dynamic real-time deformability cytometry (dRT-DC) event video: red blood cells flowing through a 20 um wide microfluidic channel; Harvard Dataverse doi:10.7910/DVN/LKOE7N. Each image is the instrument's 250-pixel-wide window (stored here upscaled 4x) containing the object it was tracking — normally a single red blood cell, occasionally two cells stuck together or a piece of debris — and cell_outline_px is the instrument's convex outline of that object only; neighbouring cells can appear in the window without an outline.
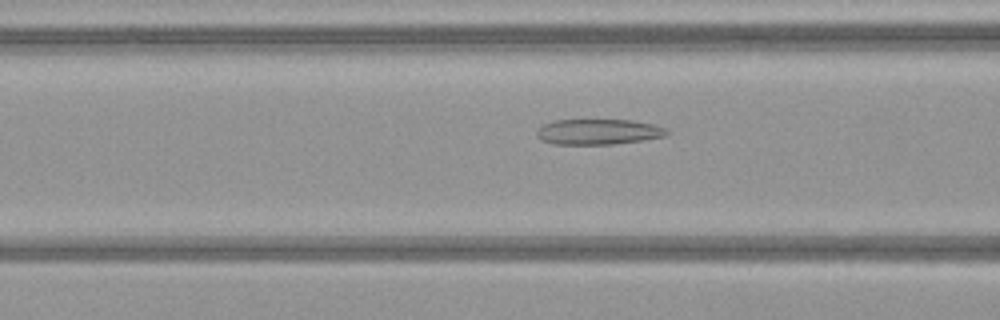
{"species": "common noctule bat (a hibernating species)", "species_latin": "Nyctalus noctula", "temperature_condition": "warm", "stored_images_in_passage": 43, "camera_frame_rate_fps": 3000, "um_per_image_px": 0.085, "animal": {"sex": "female", "body_mass_g": 21.9}, "frame": {"image": 1, "passage_image": 13, "time_ms": 4.0, "image_size_px": [1000, 320], "cell_outline_px": [[668, 132], [664, 136], [644, 140], [612, 144], [552, 144], [540, 140], [536, 136], [536, 132], [544, 124], [556, 120], [632, 120], [652, 124], [668, 128]], "centroid_in_image_um": [50.85, 11.21], "position_along_channel_um": 115.8, "area_um2": 19.31}}
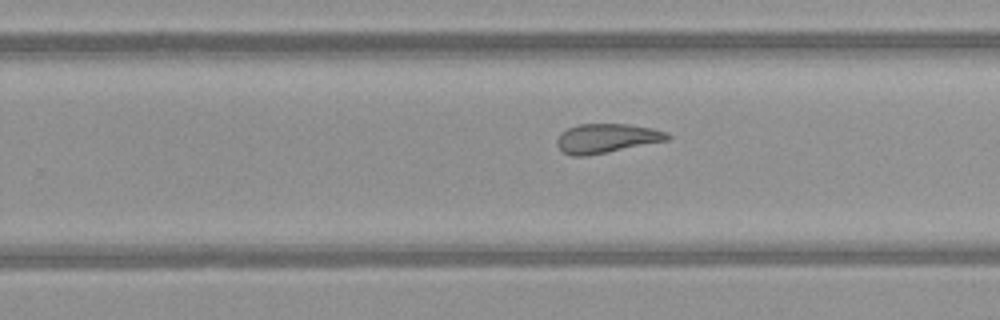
{"frame": {"image": 2, "passage_image": 25, "time_ms": 8.0, "image_size_px": [1000, 320], "cell_outline_px": [[672, 136], [668, 140], [608, 152], [584, 156], [572, 156], [564, 152], [556, 144], [556, 140], [560, 132], [568, 128], [580, 124], [628, 124], [652, 128], [668, 132]], "centroid_in_image_um": [51.57, 11.75], "position_along_channel_um": 278.2, "area_um2": 18.84}}
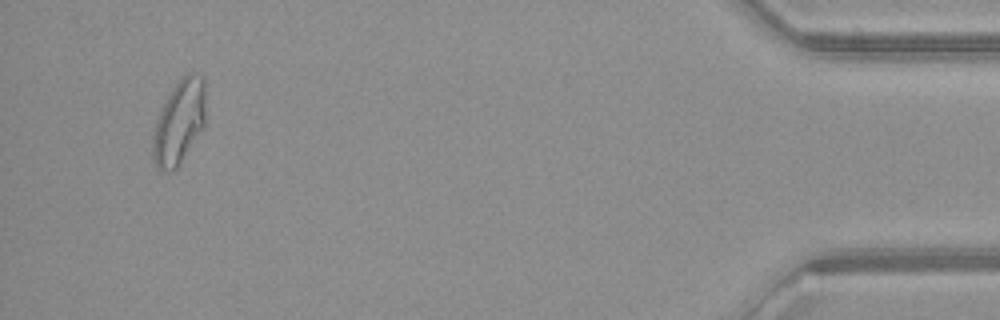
{"frame": {"image": 3, "passage_image": 41, "time_ms": 13.333, "image_size_px": [1000, 320], "cell_outline_px": [[204, 124], [180, 164], [172, 172], [160, 172], [156, 168], [152, 156], [152, 132], [160, 108], [172, 88], [180, 76], [184, 72], [192, 72], [204, 76]], "centroid_in_image_um": [15.18, 10.37], "position_along_channel_um": 420.0, "area_um2": 26.3}, "authors_computed_cell_mechanics": {"area_um2": 21.6172, "velocity_mm_per_s": 4.0589, "shape_relaxation_time_tau1_ms": null, "shape_relaxation_time_tau2_ms": 3.0081, "deformation_change_tau1": null, "deformation_change_tau2": 0.1223}}